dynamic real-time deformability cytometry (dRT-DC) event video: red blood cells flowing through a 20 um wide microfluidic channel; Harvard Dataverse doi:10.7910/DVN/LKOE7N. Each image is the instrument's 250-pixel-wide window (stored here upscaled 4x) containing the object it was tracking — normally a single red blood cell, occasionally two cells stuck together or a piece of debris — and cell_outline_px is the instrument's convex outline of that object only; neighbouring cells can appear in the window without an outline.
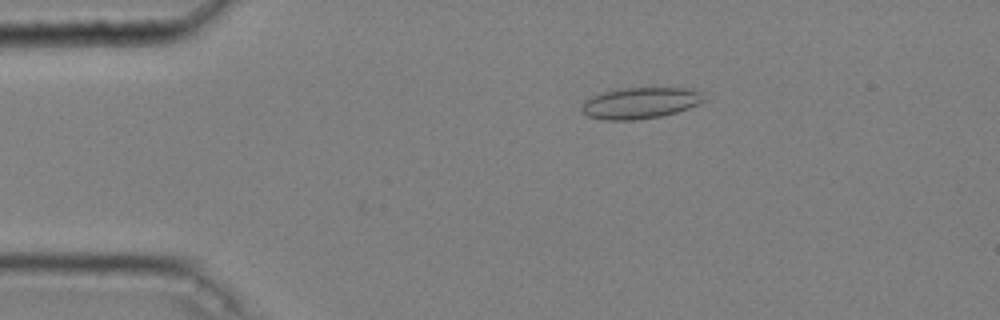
{"species": "common noctule bat (a hibernating species)", "species_latin": "Nyctalus noctula", "temperature_condition": "cold", "stored_images_in_passage": 42, "camera_frame_rate_fps": 3000, "um_per_image_px": 0.085, "animal": {"sex": "male", "body_mass_g": 20.4}, "frame": {"image": 1, "passage_image": 3, "time_ms": 0.667, "image_size_px": [1000, 320], "cell_outline_px": [[704, 100], [688, 108], [676, 112], [660, 116], [632, 120], [604, 120], [588, 116], [580, 112], [580, 108], [592, 96], [604, 92], [624, 88], [688, 88], [700, 92]], "centroid_in_image_um": [54.38, 8.76], "position_along_channel_um": 30.6, "area_um2": 21.85}}
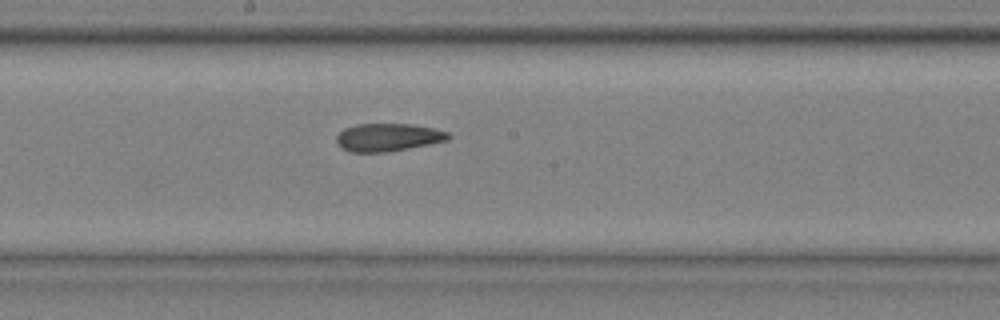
{"frame": {"image": 2, "passage_image": 22, "time_ms": 7.0, "image_size_px": [1000, 320], "cell_outline_px": [[452, 136], [448, 140], [388, 152], [348, 152], [340, 148], [336, 140], [336, 136], [344, 128], [356, 124], [408, 124], [436, 128], [448, 132]], "centroid_in_image_um": [32.96, 11.67], "position_along_channel_um": 215.2, "area_um2": 18.26}}
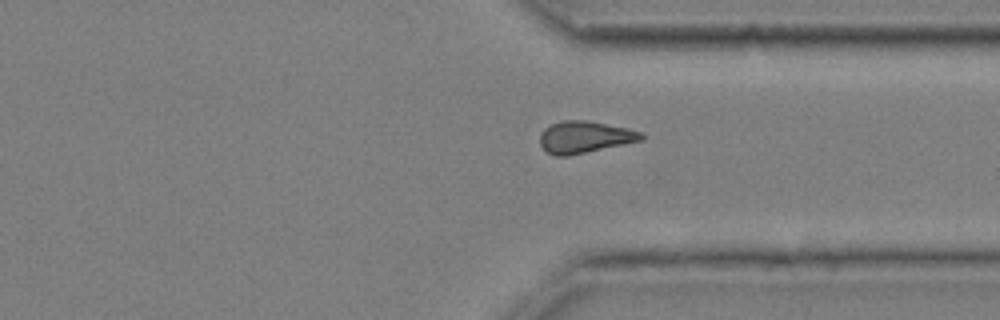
{"frame": {"image": 3, "passage_image": 34, "time_ms": 11.0, "image_size_px": [1000, 320], "cell_outline_px": [[644, 140], [568, 156], [556, 156], [548, 152], [540, 144], [540, 136], [544, 128], [560, 120], [584, 120], [628, 128], [640, 132], [644, 136]], "centroid_in_image_um": [49.7, 11.65], "position_along_channel_um": 361.7, "area_um2": 18.73}, "authors_computed_cell_mechanics": {"area_um2": 18.6116, "velocity_mm_per_s": 3.6452, "shape_relaxation_time_tau1_ms": null, "shape_relaxation_time_tau2_ms": 3.2069, "deformation_change_tau1": null, "deformation_change_tau2": 0.0906}}